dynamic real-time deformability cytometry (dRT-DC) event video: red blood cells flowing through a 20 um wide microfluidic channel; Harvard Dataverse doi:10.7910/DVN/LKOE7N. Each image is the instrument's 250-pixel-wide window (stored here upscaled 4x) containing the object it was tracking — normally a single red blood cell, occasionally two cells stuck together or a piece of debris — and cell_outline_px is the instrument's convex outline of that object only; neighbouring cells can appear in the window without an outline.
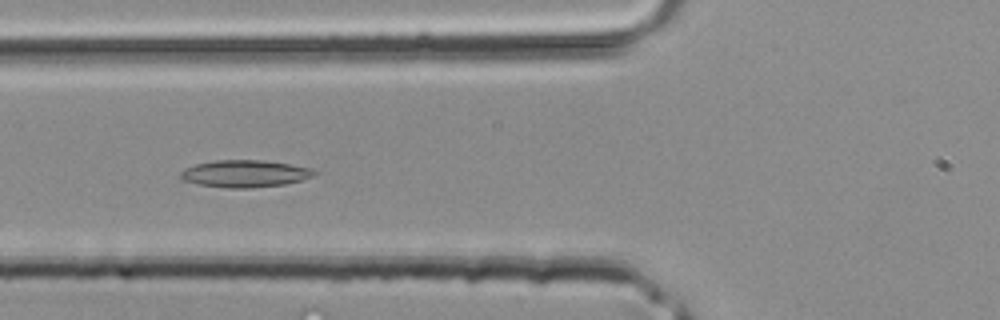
{"species": "common noctule bat (a hibernating species)", "species_latin": "Nyctalus noctula", "temperature_condition": "room temperature", "stored_images_in_passage": 35, "camera_frame_rate_fps": 3000, "um_per_image_px": 0.085, "animal": {"sex": "male", "body_mass_g": 20.4}, "frame": {"image": 1, "passage_image": 15, "time_ms": 4.667, "image_size_px": [1000, 320], "cell_outline_px": [[316, 172], [312, 176], [300, 180], [284, 184], [252, 188], [228, 188], [200, 184], [184, 180], [180, 176], [180, 172], [184, 168], [196, 164], [216, 160], [264, 160], [312, 168]], "centroid_in_image_um": [20.8, 14.75], "position_along_channel_um": 105.0, "area_um2": 20.92}}
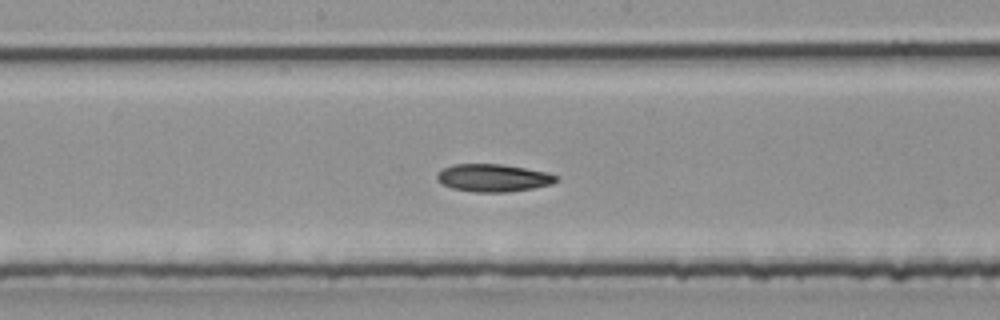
{"frame": {"image": 2, "passage_image": 21, "time_ms": 6.667, "image_size_px": [1000, 320], "cell_outline_px": [[560, 180], [552, 184], [532, 188], [504, 192], [476, 192], [452, 188], [436, 180], [436, 172], [452, 164], [500, 164], [548, 172], [560, 176]], "centroid_in_image_um": [41.94, 15.11], "position_along_channel_um": 206.3, "area_um2": 19.25}}
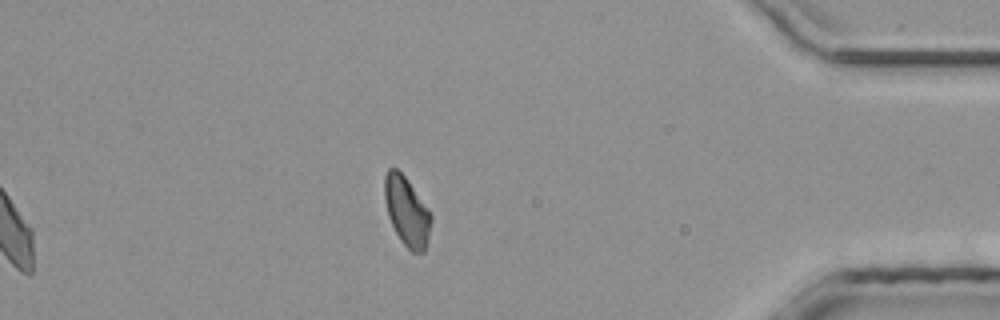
{"frame": {"image": 3, "passage_image": 35, "time_ms": 11.333, "image_size_px": [1000, 320], "cell_outline_px": [[432, 220], [424, 252], [412, 252], [400, 240], [388, 216], [384, 196], [384, 176], [388, 168], [396, 168], [404, 176], [428, 208], [432, 216]], "centroid_in_image_um": [34.56, 17.95], "position_along_channel_um": 400.6, "area_um2": 18.5}}